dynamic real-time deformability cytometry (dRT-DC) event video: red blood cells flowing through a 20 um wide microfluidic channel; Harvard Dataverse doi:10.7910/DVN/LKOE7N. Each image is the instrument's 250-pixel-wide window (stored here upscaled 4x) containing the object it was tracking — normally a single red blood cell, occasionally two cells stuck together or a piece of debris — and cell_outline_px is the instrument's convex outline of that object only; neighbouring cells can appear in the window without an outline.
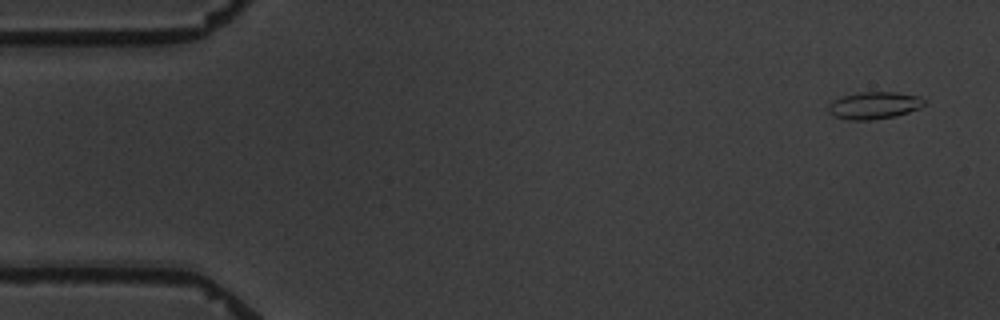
{"species": "common noctule bat (a hibernating species)", "species_latin": "Nyctalus noctula", "temperature_condition": "warm", "stored_images_in_passage": 5, "segment_of_instrument_passage": [2, 2], "camera_frame_rate_fps": 3000, "um_per_image_px": 0.085, "animal": {"sex": "male", "body_mass_g": 19.5, "forearm_length_mm": 54.6}, "frame": {"image": 1, "passage_image": 5, "time_ms": 5.667, "image_size_px": [1000, 320], "cell_outline_px": [[924, 104], [920, 108], [896, 116], [872, 120], [848, 120], [832, 116], [828, 112], [828, 104], [832, 100], [844, 96], [860, 92], [896, 92], [920, 96], [924, 100]], "centroid_in_image_um": [74.27, 8.97], "position_along_channel_um": 10.7, "area_um2": 15.32}}